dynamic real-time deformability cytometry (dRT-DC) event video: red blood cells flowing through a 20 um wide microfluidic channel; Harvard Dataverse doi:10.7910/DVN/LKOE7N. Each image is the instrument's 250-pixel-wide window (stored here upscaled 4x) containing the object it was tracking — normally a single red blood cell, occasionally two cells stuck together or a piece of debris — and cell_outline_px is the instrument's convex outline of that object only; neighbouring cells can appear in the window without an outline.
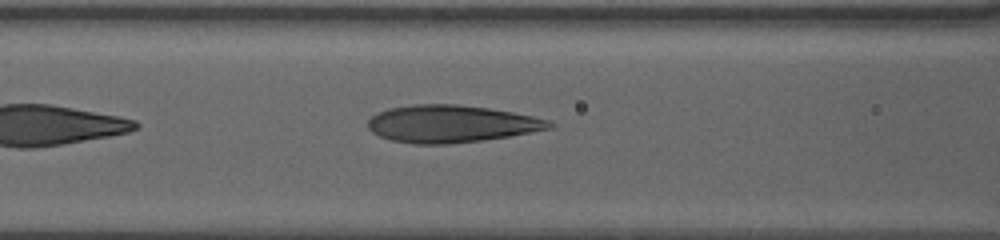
{"species": "human", "species_latin": "Homo sapiens", "temperature_condition": "warm", "stored_images_in_passage": 26, "camera_frame_rate_fps": 3000, "um_per_image_px": 0.085, "donor": {"sex": "female"}, "frame": {"image": 1, "passage_image": 3, "time_ms": 0.667, "image_size_px": [1000, 240], "cell_outline_px": [[556, 124], [552, 128], [508, 136], [484, 140], [448, 144], [412, 144], [392, 140], [380, 136], [372, 132], [368, 128], [368, 120], [372, 116], [388, 108], [412, 104], [456, 104], [488, 108], [512, 112], [532, 116], [548, 120]], "centroid_in_image_um": [38.34, 10.52], "position_along_channel_um": 128.3, "area_um2": 39.36}}
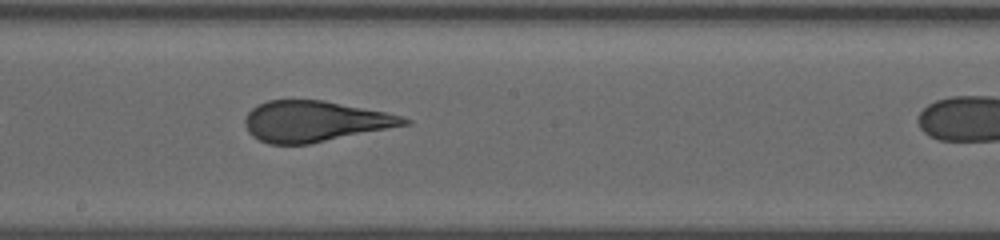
{"frame": {"image": 2, "passage_image": 11, "time_ms": 3.333, "image_size_px": [1000, 240], "cell_outline_px": [[412, 124], [308, 144], [268, 144], [252, 136], [248, 132], [244, 124], [244, 120], [248, 112], [256, 104], [268, 100], [324, 100], [384, 112], [400, 116], [412, 120]], "centroid_in_image_um": [26.73, 10.31], "position_along_channel_um": 221.5, "area_um2": 37.8}}
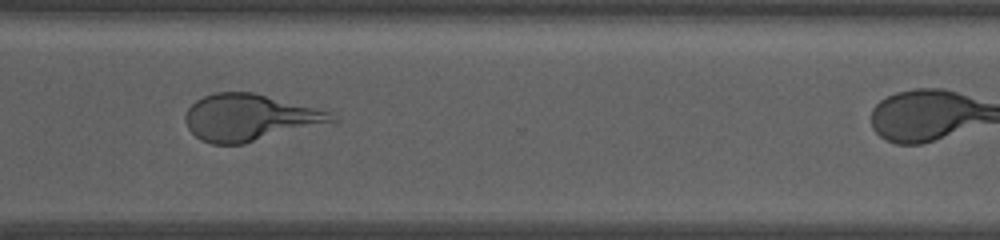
{"frame": {"image": 3, "passage_image": 22, "time_ms": 7.0, "image_size_px": [1000, 240], "cell_outline_px": [[336, 120], [244, 144], [212, 144], [200, 140], [188, 128], [184, 120], [184, 116], [188, 108], [196, 100], [204, 96], [216, 92], [252, 92], [328, 112]], "centroid_in_image_um": [21.08, 10.0], "position_along_channel_um": 349.5, "area_um2": 38.84}}